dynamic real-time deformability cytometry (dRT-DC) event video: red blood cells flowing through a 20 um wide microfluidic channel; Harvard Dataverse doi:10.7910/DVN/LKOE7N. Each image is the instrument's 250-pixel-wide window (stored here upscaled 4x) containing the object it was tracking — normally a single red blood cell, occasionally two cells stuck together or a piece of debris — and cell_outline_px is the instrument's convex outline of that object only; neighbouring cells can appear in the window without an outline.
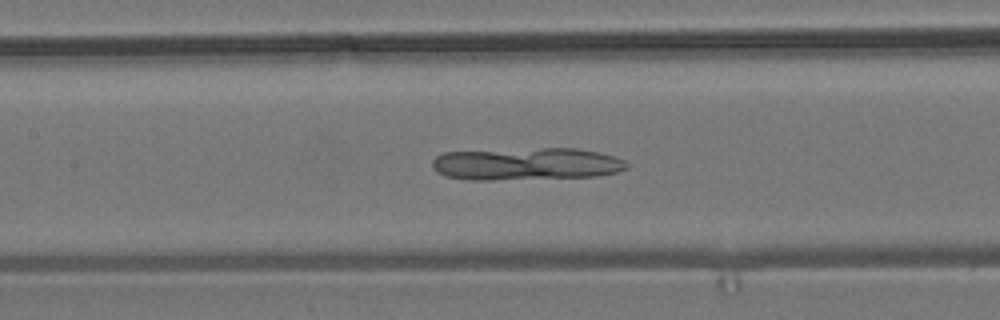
{"species": "common noctule bat (a hibernating species)", "species_latin": "Nyctalus noctula", "temperature_condition": "room temperature", "stored_images_in_passage": 42, "camera_frame_rate_fps": 3000, "um_per_image_px": 0.085, "animal": {"sex": "male", "body_mass_g": 19.2, "forearm_length_mm": 51.8}, "frame": {"image": 1, "passage_image": 20, "time_ms": 6.333, "image_size_px": [1000, 320], "cell_outline_px": [[628, 168], [616, 172], [596, 176], [492, 180], [468, 180], [444, 176], [436, 172], [432, 168], [432, 160], [436, 156], [444, 152], [544, 148], [576, 148], [596, 152], [612, 156], [624, 160], [628, 164]], "centroid_in_image_um": [44.69, 13.94], "position_along_channel_um": 162.7, "area_um2": 36.76}}
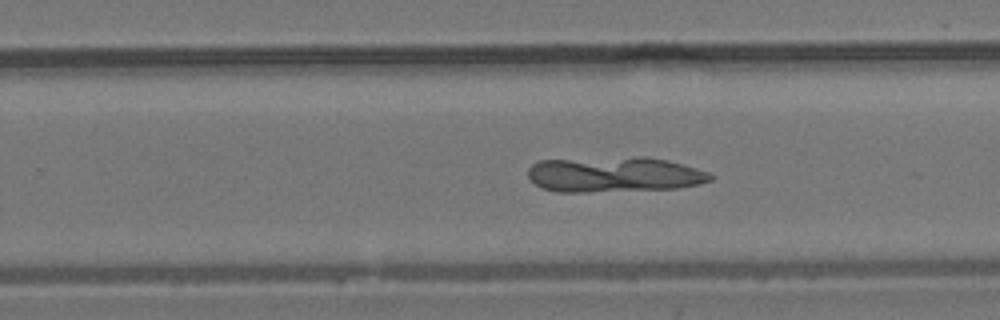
{"frame": {"image": 2, "passage_image": 29, "time_ms": 9.333, "image_size_px": [1000, 320], "cell_outline_px": [[716, 176], [712, 180], [700, 184], [676, 188], [588, 192], [556, 192], [540, 188], [528, 176], [528, 168], [536, 160], [636, 156], [644, 156], [668, 160], [696, 168], [708, 172]], "centroid_in_image_um": [52.19, 14.82], "position_along_channel_um": 277.6, "area_um2": 38.09}}
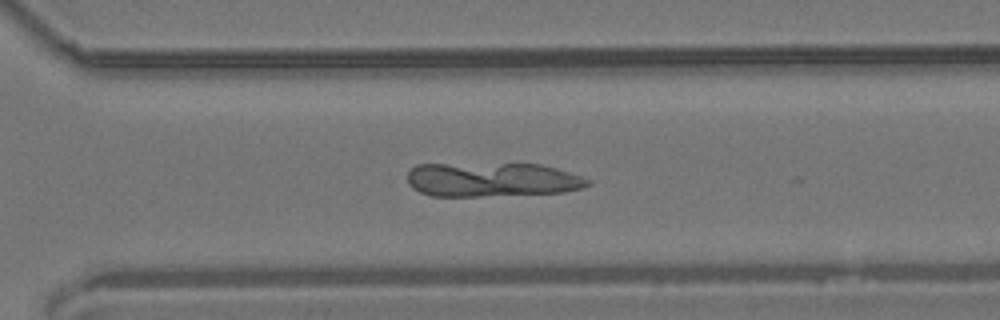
{"frame": {"image": 3, "passage_image": 33, "time_ms": 10.667, "image_size_px": [1000, 320], "cell_outline_px": [[592, 184], [584, 188], [564, 192], [480, 196], [432, 196], [420, 192], [412, 188], [408, 184], [408, 172], [416, 164], [540, 164], [556, 168], [592, 180]], "centroid_in_image_um": [41.83, 15.27], "position_along_channel_um": 328.8, "area_um2": 36.01}}